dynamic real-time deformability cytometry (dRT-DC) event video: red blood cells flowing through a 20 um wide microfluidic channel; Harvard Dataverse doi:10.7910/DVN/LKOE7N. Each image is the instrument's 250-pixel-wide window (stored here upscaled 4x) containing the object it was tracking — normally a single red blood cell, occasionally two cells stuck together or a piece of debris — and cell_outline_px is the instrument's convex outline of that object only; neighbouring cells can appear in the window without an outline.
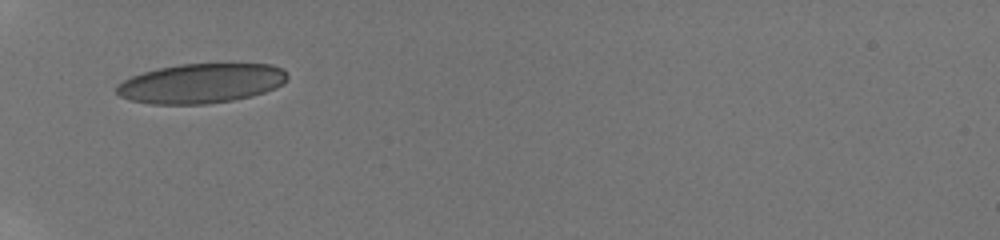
{"species": "human", "species_latin": "Homo sapiens", "temperature_condition": "room temperature", "stored_images_in_passage": 14, "camera_frame_rate_fps": 3000, "um_per_image_px": 0.085, "donor": {"sex": "male"}, "frame": {"image": 1, "passage_image": 1, "time_ms": 0.0, "image_size_px": [1000, 240], "cell_outline_px": [[288, 80], [284, 84], [276, 88], [252, 96], [232, 100], [208, 104], [152, 104], [128, 100], [120, 96], [116, 92], [116, 84], [132, 76], [144, 72], [160, 68], [180, 64], [272, 64], [284, 68], [288, 76]], "centroid_in_image_um": [17.12, 7.09], "position_along_channel_um": 67.9, "area_um2": 39.65}}
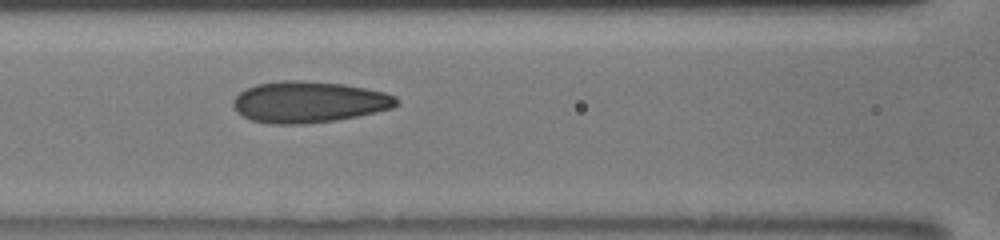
{"frame": {"image": 2, "passage_image": 9, "time_ms": 2.0, "image_size_px": [1000, 240], "cell_outline_px": [[400, 100], [392, 108], [376, 112], [336, 120], [300, 124], [272, 124], [252, 120], [236, 112], [232, 104], [232, 100], [240, 92], [256, 84], [280, 80], [304, 80], [344, 84], [368, 88], [384, 92], [396, 96]], "centroid_in_image_um": [26.25, 8.66], "position_along_channel_um": 140.4, "area_um2": 39.42}}
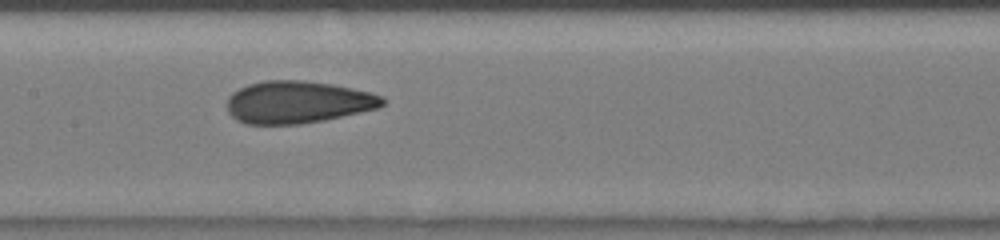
{"frame": {"image": 3, "passage_image": 13, "time_ms": 3.0, "image_size_px": [1000, 240], "cell_outline_px": [[384, 104], [380, 108], [324, 120], [300, 124], [248, 124], [236, 120], [228, 112], [228, 96], [232, 92], [248, 84], [264, 80], [300, 80], [332, 84], [368, 92], [384, 96]], "centroid_in_image_um": [25.3, 8.68], "position_along_channel_um": 182.1, "area_um2": 38.32}}